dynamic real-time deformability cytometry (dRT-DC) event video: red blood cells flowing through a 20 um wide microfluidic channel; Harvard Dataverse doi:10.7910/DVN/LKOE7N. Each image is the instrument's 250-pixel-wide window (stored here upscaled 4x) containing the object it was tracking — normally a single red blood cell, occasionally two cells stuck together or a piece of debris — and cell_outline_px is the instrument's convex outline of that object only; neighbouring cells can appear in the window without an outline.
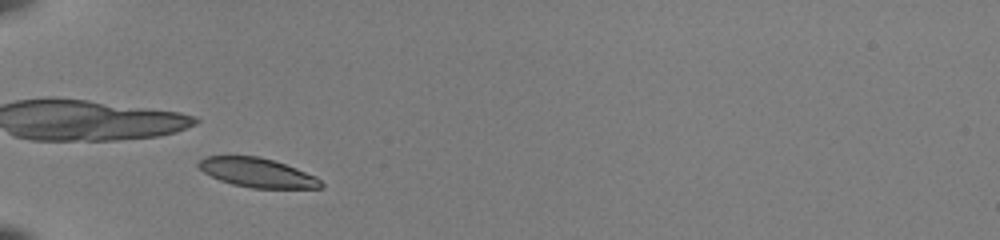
{"species": "common noctule bat (a hibernating species)", "species_latin": "Nyctalus noctula", "temperature_condition": "room temperature", "stored_images_in_passage": 37, "camera_frame_rate_fps": 3000, "um_per_image_px": 0.085, "animal": {"sex": "female", "body_mass_g": 22.0, "forearm_length_mm": 56.7}, "frame": {"image": 1, "passage_image": 3, "time_ms": 0.667, "image_size_px": [1000, 240], "cell_outline_px": [[324, 184], [320, 188], [252, 188], [232, 184], [220, 180], [204, 172], [196, 164], [200, 160], [208, 156], [260, 156], [296, 168], [316, 176]], "centroid_in_image_um": [21.88, 14.68], "position_along_channel_um": 63.1, "area_um2": 20.63}}
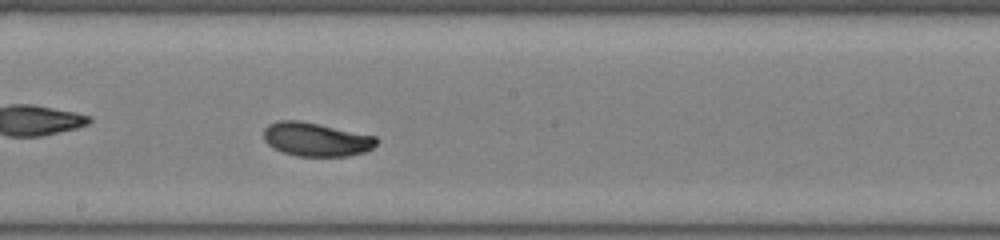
{"frame": {"image": 2, "passage_image": 16, "time_ms": 5.0, "image_size_px": [1000, 240], "cell_outline_px": [[376, 144], [372, 148], [364, 152], [348, 156], [296, 156], [284, 152], [268, 144], [264, 140], [264, 128], [268, 124], [280, 120], [296, 120], [376, 136]], "centroid_in_image_um": [26.85, 11.85], "position_along_channel_um": 221.4, "area_um2": 21.79}}
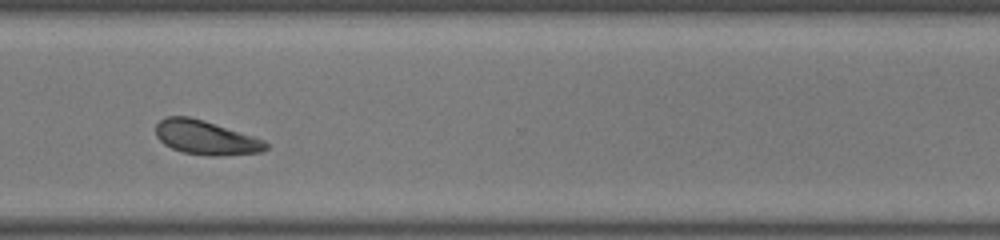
{"frame": {"image": 3, "passage_image": 26, "time_ms": 8.333, "image_size_px": [1000, 240], "cell_outline_px": [[268, 148], [264, 152], [224, 156], [208, 156], [184, 152], [172, 148], [164, 144], [156, 136], [156, 124], [164, 116], [188, 116], [204, 120], [264, 140], [268, 144]], "centroid_in_image_um": [17.5, 11.7], "position_along_channel_um": 353.1, "area_um2": 21.96}, "authors_computed_cell_mechanics": {"area_um2": 21.8484, "velocity_mm_per_s": 3.933, "shape_relaxation_time_tau1_ms": 2.2673, "shape_relaxation_time_tau2_ms": null, "deformation_change_tau1": 0.1055, "deformation_change_tau2": null}}